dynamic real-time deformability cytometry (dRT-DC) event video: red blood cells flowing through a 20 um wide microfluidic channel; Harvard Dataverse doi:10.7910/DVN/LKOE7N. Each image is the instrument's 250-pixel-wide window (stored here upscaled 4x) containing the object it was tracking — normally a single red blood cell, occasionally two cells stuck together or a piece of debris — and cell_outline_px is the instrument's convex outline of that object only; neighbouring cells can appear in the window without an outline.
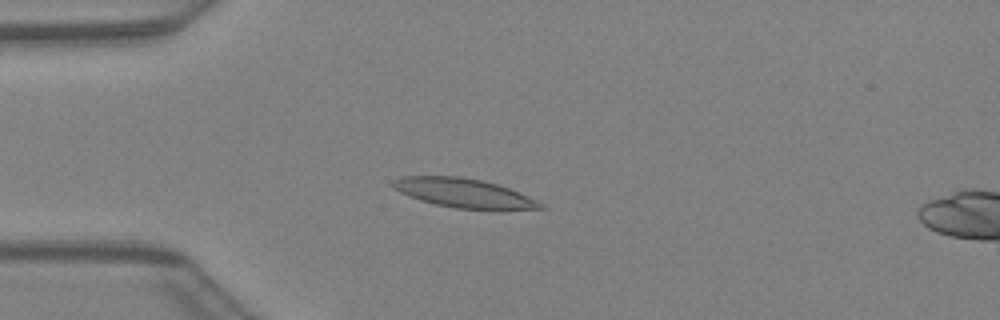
{"species": "Egyptian fruit bat (a non-hibernating species)", "species_latin": "Rousettus aegyptiacus", "temperature_condition": "warm", "stored_images_in_passage": 36, "camera_frame_rate_fps": 3000, "um_per_image_px": 0.085, "animal": {"sex": "female"}, "frame": {"image": 1, "passage_image": 5, "time_ms": 1.333, "image_size_px": [1000, 320], "cell_outline_px": [[548, 208], [504, 212], [500, 212], [456, 208], [436, 204], [420, 200], [408, 196], [392, 188], [392, 180], [400, 176], [460, 176], [480, 180], [496, 184], [508, 188], [528, 196], [544, 204]], "centroid_in_image_um": [39.51, 16.46], "position_along_channel_um": 45.5, "area_um2": 25.84}}
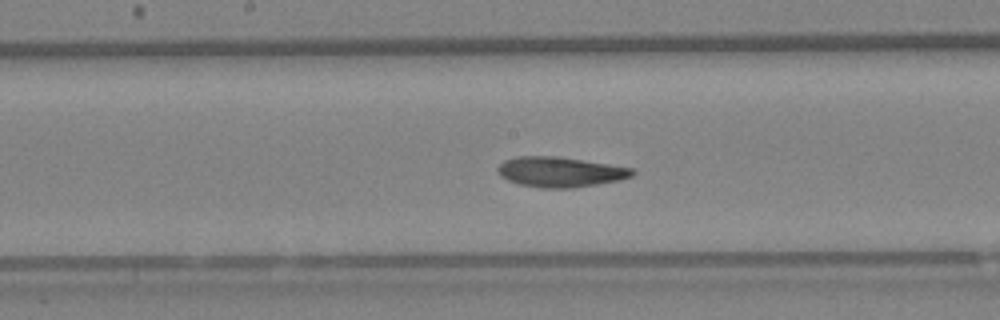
{"frame": {"image": 2, "passage_image": 16, "time_ms": 5.0, "image_size_px": [1000, 320], "cell_outline_px": [[636, 172], [632, 176], [620, 180], [572, 188], [540, 188], [520, 184], [508, 180], [500, 176], [496, 172], [496, 168], [504, 160], [516, 156], [556, 156], [608, 164], [632, 168]], "centroid_in_image_um": [47.57, 14.61], "position_along_channel_um": 200.6, "area_um2": 23.64}}
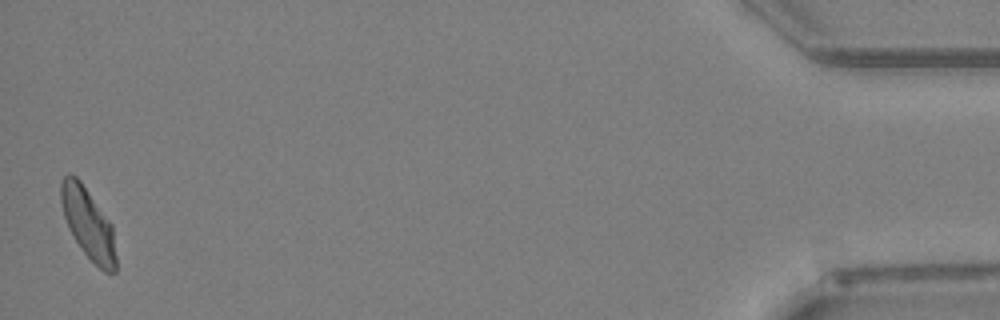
{"frame": {"image": 3, "passage_image": 36, "time_ms": 11.667, "image_size_px": [1000, 320], "cell_outline_px": [[116, 272], [104, 272], [80, 248], [68, 228], [64, 216], [60, 200], [60, 180], [68, 172], [76, 176], [80, 180], [112, 224], [116, 256]], "centroid_in_image_um": [7.47, 18.97], "position_along_channel_um": 427.7, "area_um2": 22.72}}